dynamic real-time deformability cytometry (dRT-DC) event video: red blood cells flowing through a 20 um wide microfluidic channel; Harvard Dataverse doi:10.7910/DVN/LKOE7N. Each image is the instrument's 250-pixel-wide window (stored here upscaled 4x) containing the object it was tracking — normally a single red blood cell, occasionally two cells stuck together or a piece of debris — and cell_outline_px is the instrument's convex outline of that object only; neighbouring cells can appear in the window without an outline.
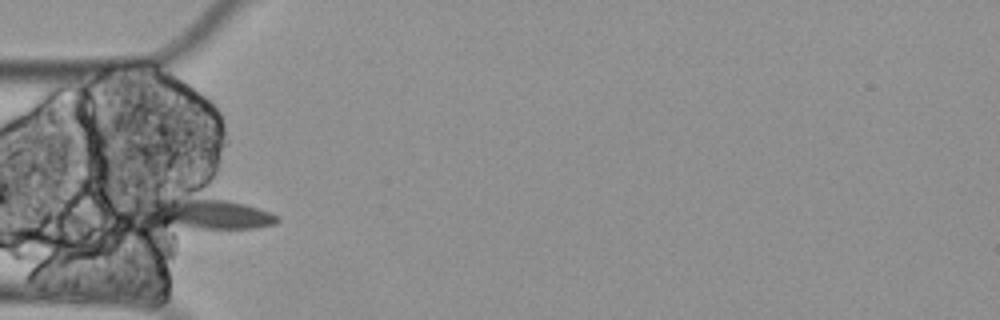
{"species": "Egyptian fruit bat (a non-hibernating species)", "species_latin": "Rousettus aegyptiacus", "temperature_condition": "cold", "stored_images_in_passage": 43, "camera_frame_rate_fps": 3000, "um_per_image_px": 0.085, "animal": {"sex": "female"}, "frame": {"image": 1, "passage_image": 1, "time_ms": 0.0, "image_size_px": [1000, 320], "cell_outline_px": [[280, 220], [276, 224], [256, 228], [152, 236], [136, 212], [132, 204], [148, 200], [228, 200], [244, 204], [280, 216]], "centroid_in_image_um": [17.03, 18.39], "position_along_channel_um": 68.0, "area_um2": 28.38}}
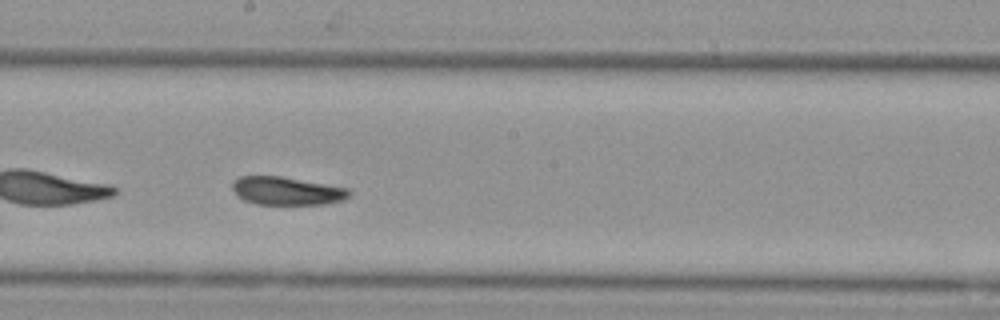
{"frame": {"image": 2, "passage_image": 15, "time_ms": 4.667, "image_size_px": [1000, 320], "cell_outline_px": [[352, 196], [344, 200], [324, 204], [256, 204], [244, 200], [232, 188], [232, 180], [240, 176], [280, 176], [348, 188], [352, 192]], "centroid_in_image_um": [24.41, 16.22], "position_along_channel_um": 223.8, "area_um2": 19.13}}
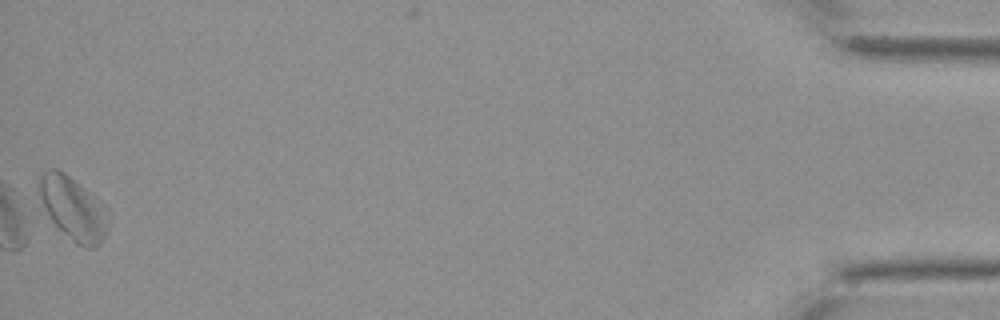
{"frame": {"image": 3, "passage_image": 43, "time_ms": 14.0, "image_size_px": [1000, 320], "cell_outline_px": [[108, 232], [100, 244], [96, 248], [84, 248], [76, 244], [44, 216], [36, 188], [36, 176], [40, 172], [48, 168], [56, 168], [64, 172], [100, 200], [108, 228]], "centroid_in_image_um": [6.08, 17.69], "position_along_channel_um": 429.1, "area_um2": 26.3}}